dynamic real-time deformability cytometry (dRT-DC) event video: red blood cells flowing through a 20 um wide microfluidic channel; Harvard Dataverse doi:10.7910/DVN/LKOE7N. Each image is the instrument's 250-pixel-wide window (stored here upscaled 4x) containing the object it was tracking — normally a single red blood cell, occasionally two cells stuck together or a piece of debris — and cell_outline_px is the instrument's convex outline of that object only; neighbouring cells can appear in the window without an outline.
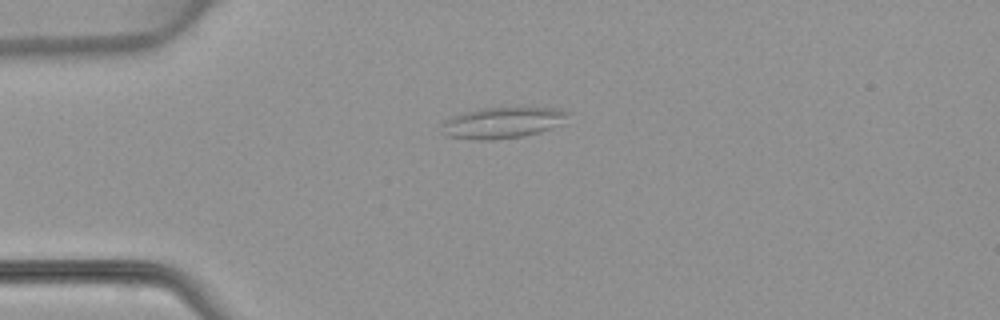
{"species": "common noctule bat (a hibernating species)", "species_latin": "Nyctalus noctula", "temperature_condition": "warm", "stored_images_in_passage": 3, "camera_frame_rate_fps": 3000, "um_per_image_px": 0.085, "animal": {"sex": "female", "body_mass_g": 22.7, "forearm_length_mm": 54.2}, "frame": {"image": 1, "passage_image": 1, "time_ms": 0.0, "image_size_px": [1000, 320], "cell_outline_px": [[572, 112], [560, 124], [552, 128], [540, 132], [524, 136], [496, 140], [476, 140], [444, 136], [440, 132], [444, 120], [452, 116], [464, 112], [480, 108], [520, 104], [560, 108]], "centroid_in_image_um": [42.76, 10.37], "position_along_channel_um": 42.2, "area_um2": 24.33}}